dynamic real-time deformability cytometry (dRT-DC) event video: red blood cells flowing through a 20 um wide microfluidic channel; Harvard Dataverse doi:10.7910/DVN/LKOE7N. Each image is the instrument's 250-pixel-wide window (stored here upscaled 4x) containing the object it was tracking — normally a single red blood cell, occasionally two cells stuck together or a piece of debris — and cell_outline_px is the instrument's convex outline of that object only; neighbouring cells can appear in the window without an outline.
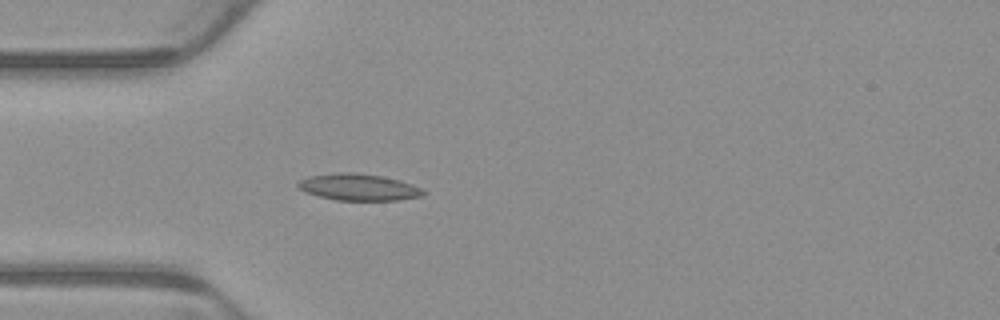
{"species": "common noctule bat (a hibernating species)", "species_latin": "Nyctalus noctula", "temperature_condition": "warm", "stored_images_in_passage": 1, "camera_frame_rate_fps": 3000, "um_per_image_px": 0.085, "animal": {"sex": "male", "body_mass_g": 23.1, "forearm_length_mm": 52.7}, "frame": {"image": 1, "passage_image": 1, "time_ms": 0.0, "image_size_px": [1000, 320], "cell_outline_px": [[428, 192], [424, 196], [396, 200], [336, 200], [304, 192], [296, 184], [300, 180], [308, 176], [336, 172], [352, 172], [380, 176], [400, 180], [412, 184]], "centroid_in_image_um": [30.49, 15.9], "position_along_channel_um": 54.5, "area_um2": 19.48}}